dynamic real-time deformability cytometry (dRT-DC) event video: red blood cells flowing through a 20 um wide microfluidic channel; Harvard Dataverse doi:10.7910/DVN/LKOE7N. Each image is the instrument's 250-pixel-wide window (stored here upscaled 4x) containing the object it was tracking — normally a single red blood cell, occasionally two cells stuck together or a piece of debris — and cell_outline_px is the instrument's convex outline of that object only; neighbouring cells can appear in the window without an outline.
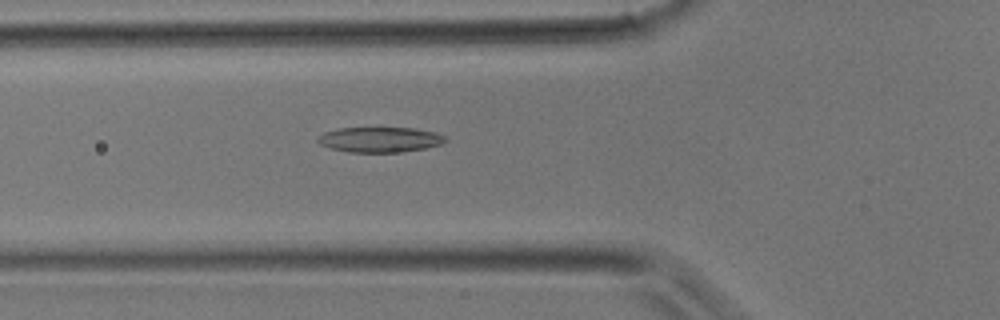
{"species": "common noctule bat (a hibernating species)", "species_latin": "Nyctalus noctula", "temperature_condition": "room temperature", "stored_images_in_passage": 30, "camera_frame_rate_fps": 3000, "um_per_image_px": 0.085, "animal": {"sex": "male", "body_mass_g": 17.9}, "frame": {"image": 1, "passage_image": 5, "time_ms": 1.333, "image_size_px": [1000, 320], "cell_outline_px": [[448, 140], [440, 144], [424, 148], [404, 152], [348, 152], [328, 148], [320, 144], [316, 140], [324, 132], [336, 128], [416, 128], [436, 132], [444, 136]], "centroid_in_image_um": [32.28, 11.86], "position_along_channel_um": 93.5, "area_um2": 18.84}}
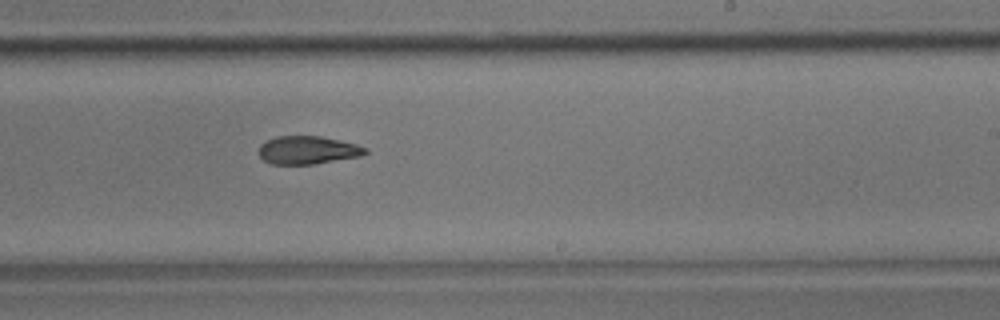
{"frame": {"image": 2, "passage_image": 15, "time_ms": 4.667, "image_size_px": [1000, 320], "cell_outline_px": [[368, 152], [360, 156], [312, 164], [272, 164], [264, 160], [260, 156], [260, 144], [264, 140], [276, 136], [320, 136], [356, 144], [368, 148]], "centroid_in_image_um": [26.14, 12.75], "position_along_channel_um": 262.9, "area_um2": 17.34}}
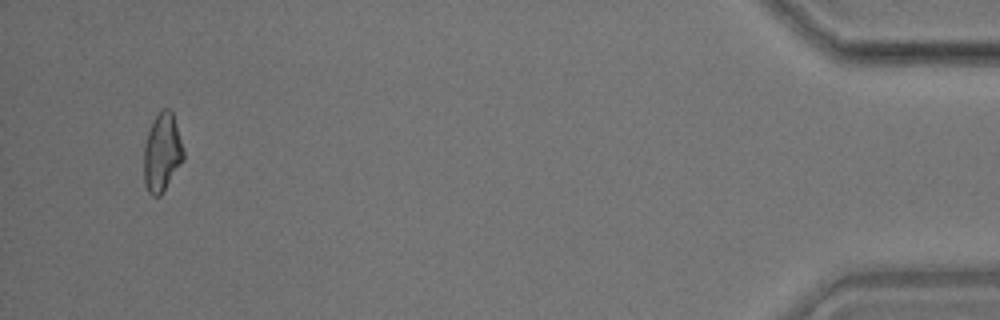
{"frame": {"image": 3, "passage_image": 29, "time_ms": 9.333, "image_size_px": [1000, 320], "cell_outline_px": [[184, 160], [160, 196], [152, 196], [148, 192], [144, 184], [144, 144], [148, 132], [156, 116], [164, 108], [168, 108], [172, 112], [176, 124], [184, 152]], "centroid_in_image_um": [13.77, 13.0], "position_along_channel_um": 421.4, "area_um2": 17.92}}